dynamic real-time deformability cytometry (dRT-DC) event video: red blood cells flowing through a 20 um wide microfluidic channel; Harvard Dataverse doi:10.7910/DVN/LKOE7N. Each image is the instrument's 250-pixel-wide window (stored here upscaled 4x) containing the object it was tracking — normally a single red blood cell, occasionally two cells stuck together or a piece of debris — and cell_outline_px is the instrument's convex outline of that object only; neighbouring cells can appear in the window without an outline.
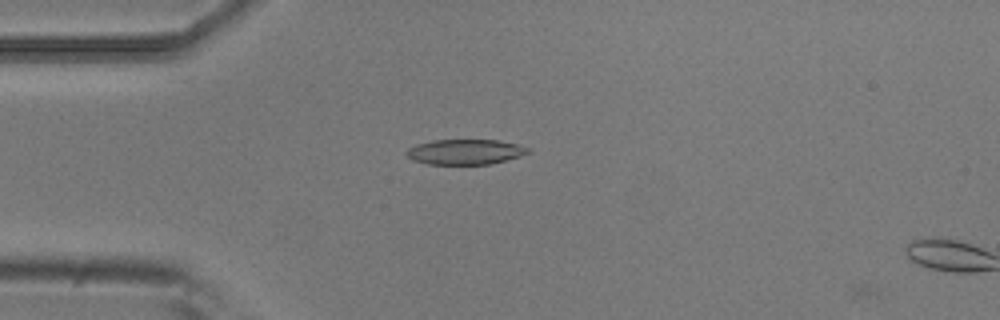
{"species": "common noctule bat (a hibernating species)", "species_latin": "Nyctalus noctula", "temperature_condition": "room temperature", "stored_images_in_passage": 3, "camera_frame_rate_fps": 3000, "um_per_image_px": 0.085, "animal": {"sex": "male", "body_mass_g": 20.5, "forearm_length_mm": 52.5}, "frame": {"image": 1, "passage_image": 2, "time_ms": 0.333, "image_size_px": [1000, 320], "cell_outline_px": [[532, 152], [520, 156], [488, 164], [428, 164], [412, 160], [404, 152], [408, 148], [416, 144], [432, 140], [496, 140], [516, 144], [528, 148]], "centroid_in_image_um": [39.5, 12.9], "position_along_channel_um": 45.5, "area_um2": 17.74}}